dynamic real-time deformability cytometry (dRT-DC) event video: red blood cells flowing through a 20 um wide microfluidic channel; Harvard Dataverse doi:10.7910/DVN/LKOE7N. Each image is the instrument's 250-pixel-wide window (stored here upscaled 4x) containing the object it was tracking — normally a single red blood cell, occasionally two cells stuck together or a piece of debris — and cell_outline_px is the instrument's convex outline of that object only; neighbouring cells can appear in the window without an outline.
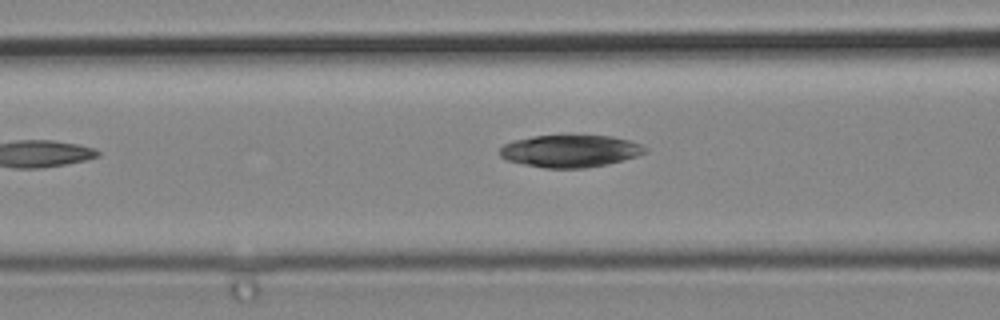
{"species": "common noctule bat (a hibernating species)", "species_latin": "Nyctalus noctula", "temperature_condition": "cold", "stored_images_in_passage": 5, "camera_frame_rate_fps": 3000, "um_per_image_px": 0.085, "animal": {"sex": "male", "body_mass_g": 19.2, "forearm_length_mm": 51.8}, "frame": {"image": 1, "passage_image": 5, "time_ms": 1.333, "image_size_px": [1000, 320], "cell_outline_px": [[648, 152], [636, 156], [608, 164], [584, 168], [544, 168], [524, 164], [508, 160], [500, 156], [500, 148], [504, 144], [512, 140], [532, 136], [612, 136], [628, 140], [640, 144], [648, 148]], "centroid_in_image_um": [48.47, 12.84], "position_along_channel_um": 118.1, "area_um2": 27.22}}